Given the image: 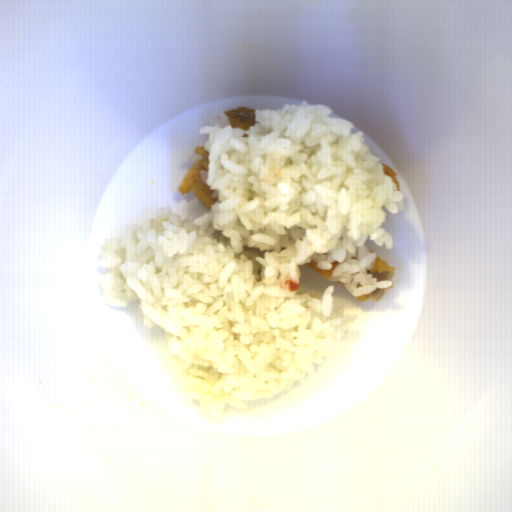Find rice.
<instances>
[{"label":"rice","instance_id":"rice-1","mask_svg":"<svg viewBox=\"0 0 512 512\" xmlns=\"http://www.w3.org/2000/svg\"><path fill=\"white\" fill-rule=\"evenodd\" d=\"M255 123L203 125L209 135L203 182L218 198L196 196L154 209L100 245L97 285L103 305L140 300L142 324L164 329L175 388L213 417L227 407L272 398L314 363L323 364L361 310L351 298L307 290L301 269L332 270L353 297L386 289L373 277L385 206L405 210L404 195L354 122L328 118L325 104L254 109Z\"/></svg>","mask_w":512,"mask_h":512}]
</instances>
